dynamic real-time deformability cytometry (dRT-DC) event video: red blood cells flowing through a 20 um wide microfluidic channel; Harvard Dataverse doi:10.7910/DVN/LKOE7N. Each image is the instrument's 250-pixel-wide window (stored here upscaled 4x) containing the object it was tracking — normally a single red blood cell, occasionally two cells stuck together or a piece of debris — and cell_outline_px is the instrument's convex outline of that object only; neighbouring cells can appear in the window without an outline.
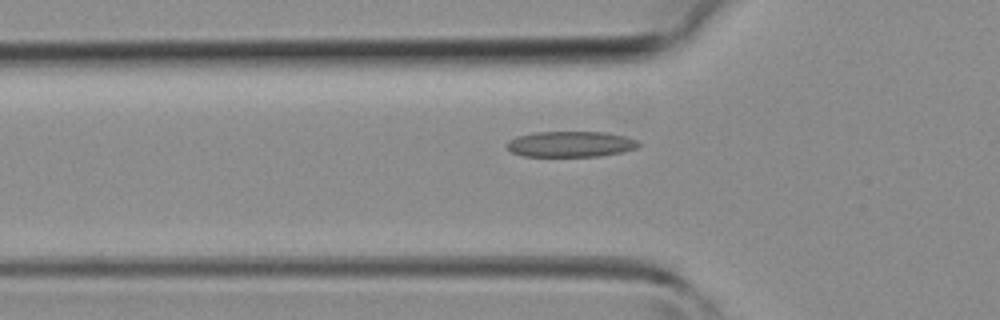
{"species": "common noctule bat (a hibernating species)", "species_latin": "Nyctalus noctula", "temperature_condition": "room temperature", "stored_images_in_passage": 40, "camera_frame_rate_fps": 3000, "um_per_image_px": 0.085, "animal": {"sex": "female", "body_mass_g": 19.3, "forearm_length_mm": 54.1}, "frame": {"image": 1, "passage_image": 14, "time_ms": 4.333, "image_size_px": [1000, 320], "cell_outline_px": [[640, 144], [636, 148], [624, 152], [600, 156], [524, 156], [512, 152], [504, 144], [508, 140], [516, 136], [536, 132], [604, 132], [624, 136], [640, 140]], "centroid_in_image_um": [48.51, 12.25], "position_along_channel_um": 77.3, "area_um2": 19.88}}
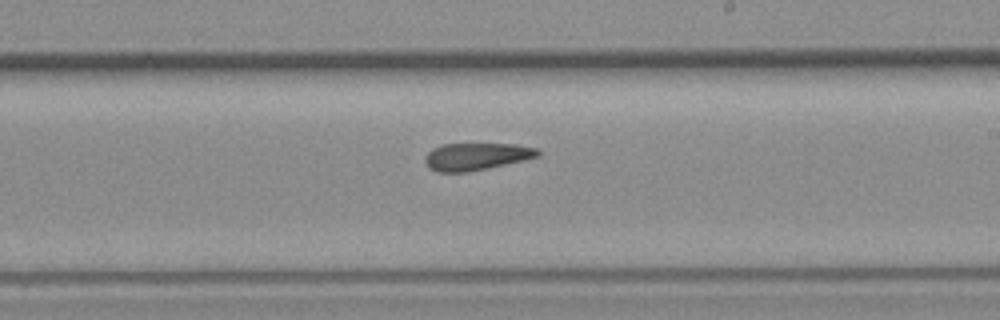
{"frame": {"image": 2, "passage_image": 25, "time_ms": 8.0, "image_size_px": [1000, 320], "cell_outline_px": [[540, 156], [488, 168], [468, 172], [436, 172], [428, 168], [424, 160], [424, 156], [432, 148], [440, 144], [516, 144], [536, 148], [540, 152]], "centroid_in_image_um": [40.44, 13.3], "position_along_channel_um": 248.6, "area_um2": 18.03}}
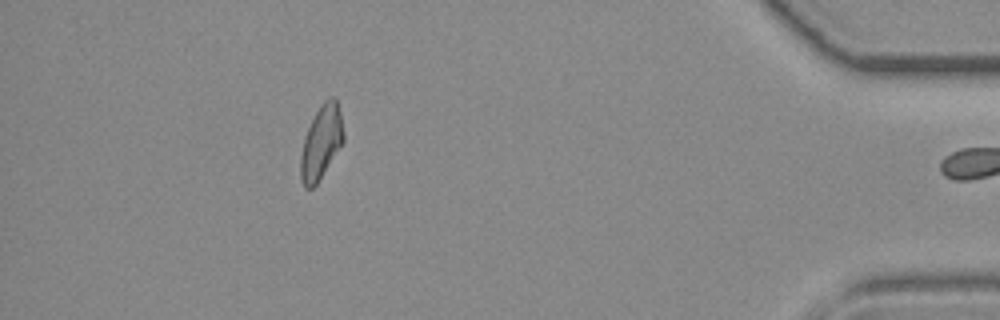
{"frame": {"image": 3, "passage_image": 39, "time_ms": 12.667, "image_size_px": [1000, 320], "cell_outline_px": [[344, 140], [316, 184], [312, 188], [304, 188], [300, 180], [300, 156], [304, 136], [320, 104], [328, 96], [332, 96], [336, 100], [340, 112], [344, 132]], "centroid_in_image_um": [27.28, 12.08], "position_along_channel_um": 407.9, "area_um2": 18.26}}